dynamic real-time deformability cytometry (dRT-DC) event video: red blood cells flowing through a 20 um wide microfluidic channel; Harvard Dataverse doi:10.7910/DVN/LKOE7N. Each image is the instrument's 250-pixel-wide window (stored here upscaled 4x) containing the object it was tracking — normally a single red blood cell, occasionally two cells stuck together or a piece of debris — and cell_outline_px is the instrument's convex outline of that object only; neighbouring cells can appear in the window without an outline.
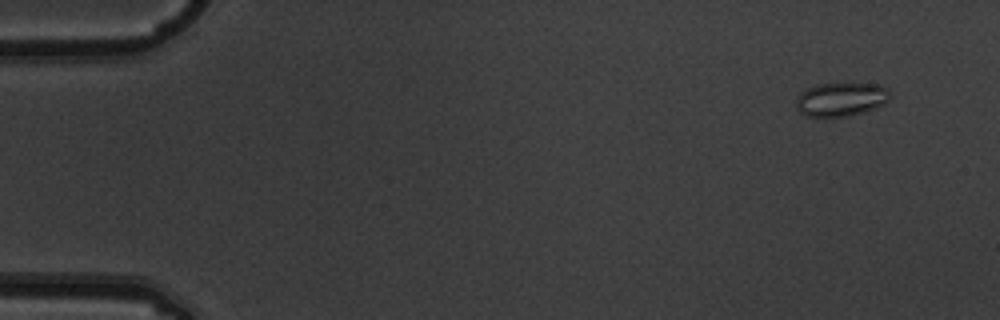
{"species": "common noctule bat (a hibernating species)", "species_latin": "Nyctalus noctula", "temperature_condition": "warm", "stored_images_in_passage": 6, "camera_frame_rate_fps": 3000, "um_per_image_px": 0.085, "animal": {"sex": "male", "body_mass_g": 19.5, "forearm_length_mm": 54.6}, "frame": {"image": 1, "passage_image": 1, "time_ms": 0.0, "image_size_px": [1000, 320], "cell_outline_px": [[892, 96], [884, 104], [876, 108], [864, 112], [848, 116], [808, 116], [800, 112], [796, 108], [796, 100], [800, 92], [816, 84], [880, 84], [888, 88]], "centroid_in_image_um": [71.52, 8.44], "position_along_channel_um": 13.5, "area_um2": 18.5}}
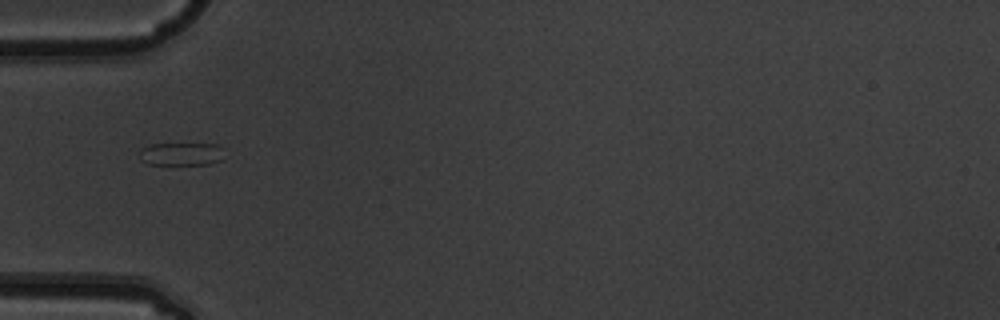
{"frame": {"image": 2, "passage_image": 5, "time_ms": 1.333, "image_size_px": [1000, 320], "cell_outline_px": [[224, 160], [208, 164], [172, 168], [148, 164], [140, 160], [136, 152], [140, 148], [152, 144], [216, 144], [224, 148]], "centroid_in_image_um": [15.37, 13.15], "position_along_channel_um": 69.6, "area_um2": 12.54}}
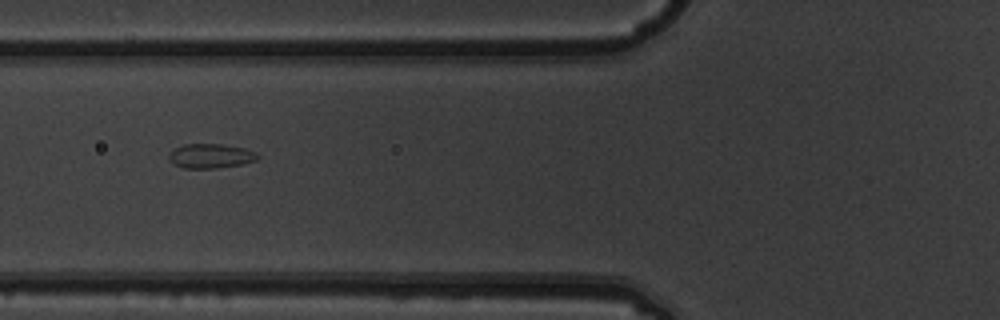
{"frame": {"image": 3, "passage_image": 6, "time_ms": 1.667, "image_size_px": [1000, 320], "cell_outline_px": [[260, 156], [256, 160], [244, 164], [216, 168], [184, 168], [168, 160], [168, 156], [176, 148], [184, 144], [220, 144], [244, 148], [256, 152]], "centroid_in_image_um": [17.94, 13.26], "position_along_channel_um": 107.9, "area_um2": 12.54}}